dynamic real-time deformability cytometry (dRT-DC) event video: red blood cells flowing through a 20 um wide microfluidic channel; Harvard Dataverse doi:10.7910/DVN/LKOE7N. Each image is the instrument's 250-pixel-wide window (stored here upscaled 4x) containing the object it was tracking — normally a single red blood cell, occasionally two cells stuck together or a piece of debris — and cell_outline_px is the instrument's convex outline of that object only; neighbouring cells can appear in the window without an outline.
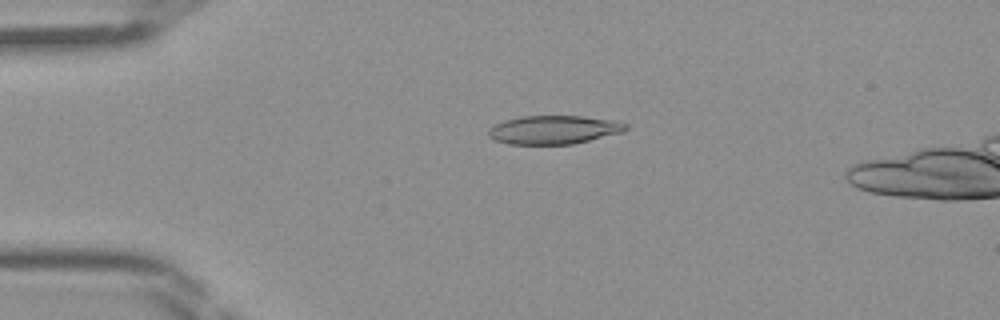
{"species": "Egyptian fruit bat (a non-hibernating species)", "species_latin": "Rousettus aegyptiacus", "temperature_condition": "room temperature", "stored_images_in_passage": 14, "camera_frame_rate_fps": 3000, "um_per_image_px": 0.085, "frame": {"image": 1, "passage_image": 10, "time_ms": 3.0, "image_size_px": [1000, 320], "cell_outline_px": [[628, 128], [624, 132], [572, 144], [508, 144], [496, 140], [488, 136], [488, 128], [504, 120], [520, 116], [580, 116], [616, 120], [628, 124]], "centroid_in_image_um": [47.09, 11.02], "position_along_channel_um": 37.9, "area_um2": 22.95}}